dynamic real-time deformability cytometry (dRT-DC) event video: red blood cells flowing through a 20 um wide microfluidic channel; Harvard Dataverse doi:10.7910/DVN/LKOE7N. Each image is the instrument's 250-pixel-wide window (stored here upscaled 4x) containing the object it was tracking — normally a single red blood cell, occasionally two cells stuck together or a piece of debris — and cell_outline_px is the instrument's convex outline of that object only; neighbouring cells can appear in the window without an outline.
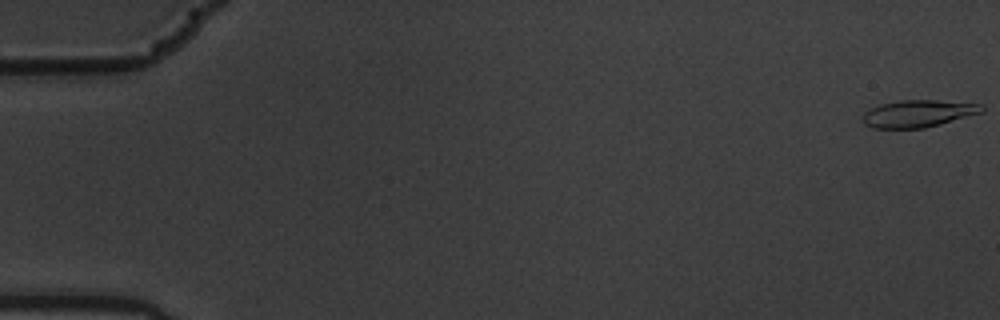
{"species": "common noctule bat (a hibernating species)", "species_latin": "Nyctalus noctula", "temperature_condition": "warm", "stored_images_in_passage": 6, "camera_frame_rate_fps": 3000, "um_per_image_px": 0.085, "animal": {"sex": "male", "body_mass_g": 19.5, "forearm_length_mm": 54.6}, "frame": {"image": 1, "passage_image": 1, "time_ms": 0.0, "image_size_px": [1000, 320], "cell_outline_px": [[984, 112], [940, 124], [924, 128], [872, 128], [864, 124], [860, 120], [864, 112], [868, 108], [880, 104], [900, 100], [936, 100], [984, 104]], "centroid_in_image_um": [78.02, 9.65], "position_along_channel_um": 7.0, "area_um2": 19.13}}
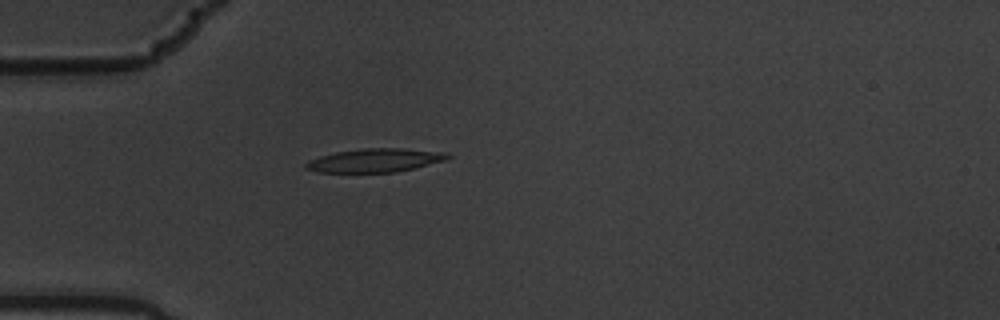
{"frame": {"image": 2, "passage_image": 5, "time_ms": 1.333, "image_size_px": [1000, 320], "cell_outline_px": [[452, 156], [444, 160], [396, 172], [320, 172], [304, 168], [304, 164], [308, 160], [320, 156], [336, 152], [364, 148], [400, 148], [448, 152]], "centroid_in_image_um": [31.86, 13.62], "position_along_channel_um": 53.1, "area_um2": 19.31}}